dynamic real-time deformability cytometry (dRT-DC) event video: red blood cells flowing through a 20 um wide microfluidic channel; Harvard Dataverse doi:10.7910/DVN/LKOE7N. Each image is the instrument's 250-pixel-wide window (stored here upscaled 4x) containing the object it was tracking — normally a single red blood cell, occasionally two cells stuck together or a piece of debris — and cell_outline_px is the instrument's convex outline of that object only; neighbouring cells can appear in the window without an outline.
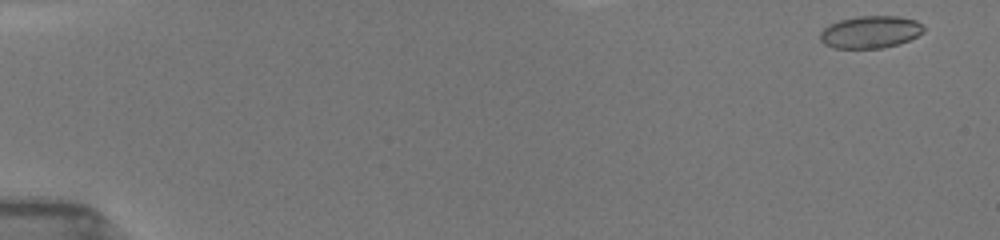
{"species": "common noctule bat (a hibernating species)", "species_latin": "Nyctalus noctula", "temperature_condition": "room temperature", "stored_images_in_passage": 13, "camera_frame_rate_fps": 3000, "um_per_image_px": 0.085, "animal": {"sex": "female", "body_mass_g": 19.5, "forearm_length_mm": 54.1}, "frame": {"image": 1, "passage_image": 1, "time_ms": 0.0, "image_size_px": [1000, 240], "cell_outline_px": [[924, 32], [900, 44], [880, 48], [832, 48], [824, 44], [820, 40], [820, 32], [828, 24], [840, 20], [856, 16], [900, 16], [916, 20], [924, 28]], "centroid_in_image_um": [73.96, 2.72], "position_along_channel_um": 11.0, "area_um2": 19.59}}
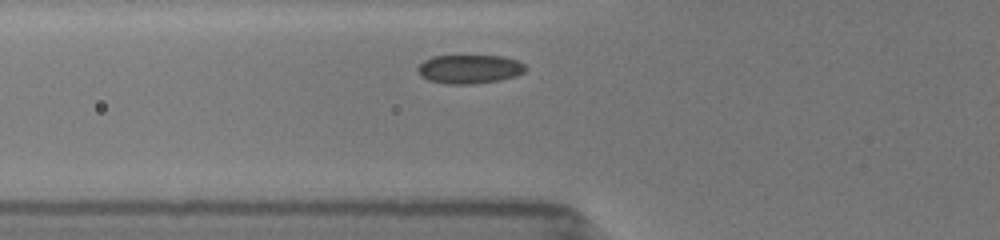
{"frame": {"image": 2, "passage_image": 10, "time_ms": 3.0, "image_size_px": [1000, 240], "cell_outline_px": [[528, 68], [524, 72], [516, 76], [500, 80], [472, 84], [444, 84], [428, 80], [416, 68], [424, 60], [432, 56], [504, 56], [516, 60], [524, 64]], "centroid_in_image_um": [39.93, 5.87], "position_along_channel_um": 85.9, "area_um2": 18.09}}
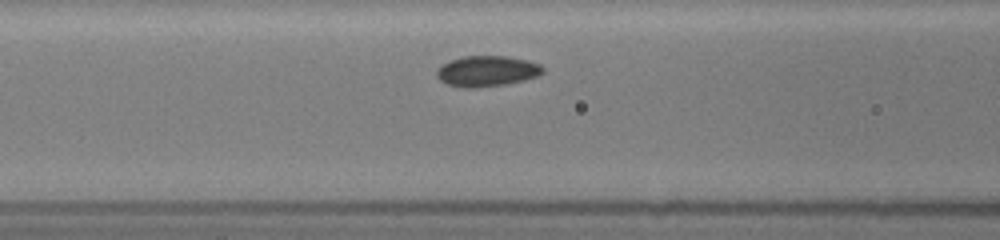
{"frame": {"image": 3, "passage_image": 13, "time_ms": 4.0, "image_size_px": [1000, 240], "cell_outline_px": [[544, 72], [536, 76], [524, 80], [508, 84], [476, 88], [460, 88], [448, 84], [440, 80], [436, 76], [436, 72], [448, 60], [460, 56], [508, 56], [528, 60], [540, 64], [544, 68]], "centroid_in_image_um": [41.39, 6.04], "position_along_channel_um": 125.2, "area_um2": 19.19}}